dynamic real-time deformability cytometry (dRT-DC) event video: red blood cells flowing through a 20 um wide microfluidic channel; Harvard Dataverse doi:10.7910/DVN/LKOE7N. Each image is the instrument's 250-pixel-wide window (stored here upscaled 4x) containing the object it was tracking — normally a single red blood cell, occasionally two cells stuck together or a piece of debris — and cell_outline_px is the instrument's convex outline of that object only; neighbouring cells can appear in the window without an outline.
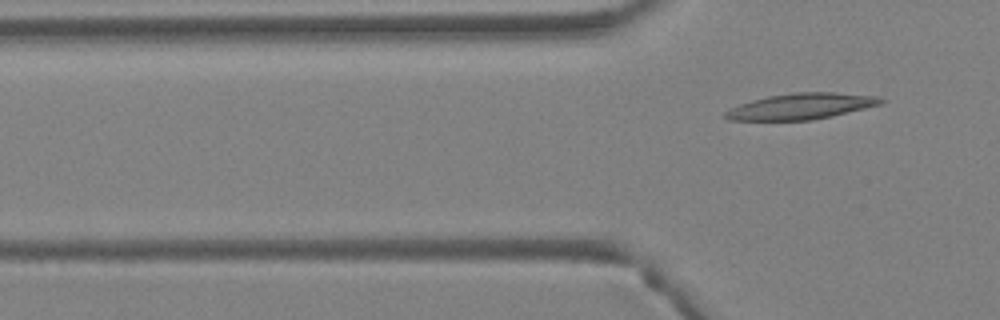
{"species": "Egyptian fruit bat (a non-hibernating species)", "species_latin": "Rousettus aegyptiacus", "temperature_condition": "warm", "stored_images_in_passage": 6, "camera_frame_rate_fps": 3000, "um_per_image_px": 0.085, "animal": {"sex": "female"}, "frame": {"image": 1, "passage_image": 6, "time_ms": 1.667, "image_size_px": [1000, 320], "cell_outline_px": [[888, 100], [880, 104], [832, 116], [812, 120], [728, 120], [724, 116], [724, 112], [740, 104], [752, 100], [768, 96], [796, 92], [836, 92], [876, 96]], "centroid_in_image_um": [68.11, 9.03], "position_along_channel_um": 57.7, "area_um2": 23.41}}